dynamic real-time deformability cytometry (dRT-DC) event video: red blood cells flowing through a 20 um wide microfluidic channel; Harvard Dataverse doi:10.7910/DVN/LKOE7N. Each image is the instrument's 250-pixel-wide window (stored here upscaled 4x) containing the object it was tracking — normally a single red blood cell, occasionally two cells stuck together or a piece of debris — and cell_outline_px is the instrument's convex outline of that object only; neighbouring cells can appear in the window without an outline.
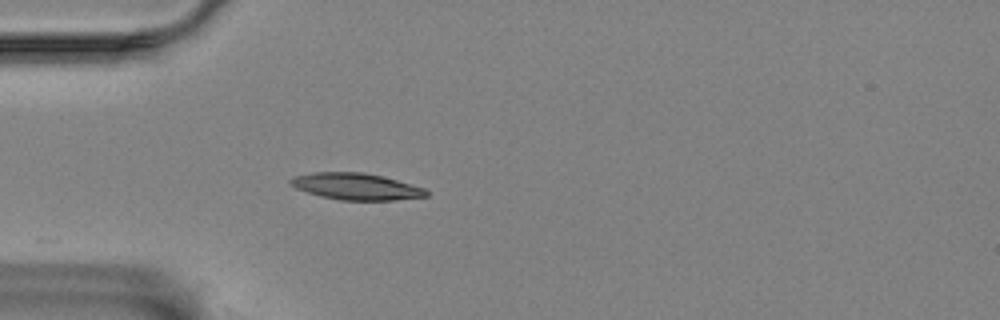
{"species": "Egyptian fruit bat (a non-hibernating species)", "species_latin": "Rousettus aegyptiacus", "temperature_condition": "room temperature", "stored_images_in_passage": 42, "camera_frame_rate_fps": 3000, "um_per_image_px": 0.085, "animal": {"sex": "female"}, "frame": {"image": 1, "passage_image": 1, "time_ms": 0.0, "image_size_px": [1000, 320], "cell_outline_px": [[428, 196], [396, 200], [340, 200], [320, 196], [296, 188], [288, 184], [288, 180], [296, 176], [312, 172], [364, 172], [396, 180], [424, 188], [428, 192]], "centroid_in_image_um": [30.24, 15.85], "position_along_channel_um": 54.8, "area_um2": 20.92}}
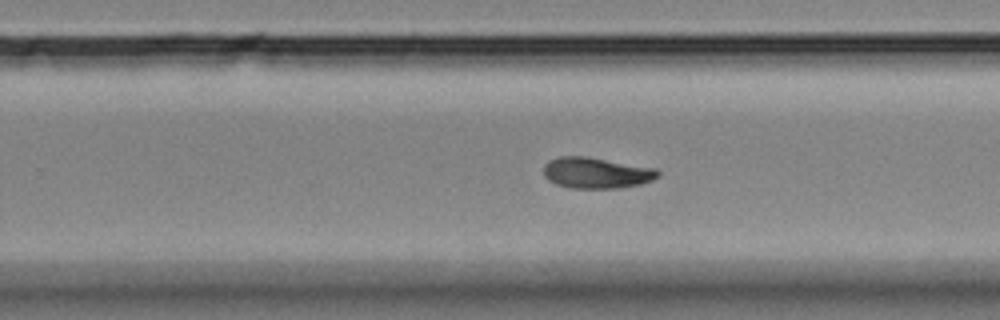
{"frame": {"image": 2, "passage_image": 21, "time_ms": 6.667, "image_size_px": [1000, 320], "cell_outline_px": [[660, 176], [652, 180], [640, 184], [616, 188], [572, 188], [556, 184], [548, 180], [544, 176], [544, 164], [548, 160], [560, 156], [588, 156], [656, 168], [660, 172]], "centroid_in_image_um": [50.69, 14.68], "position_along_channel_um": 279.1, "area_um2": 20.81}}
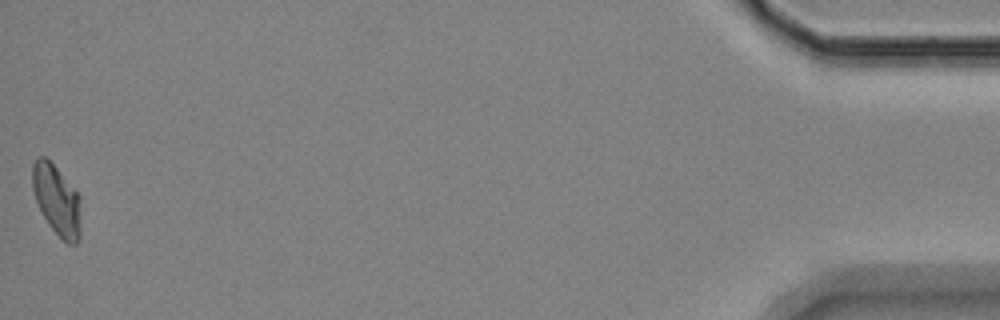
{"frame": {"image": 3, "passage_image": 42, "time_ms": 13.667, "image_size_px": [1000, 320], "cell_outline_px": [[80, 236], [76, 244], [68, 244], [48, 224], [36, 200], [32, 188], [32, 164], [40, 156], [44, 156], [56, 168], [80, 196]], "centroid_in_image_um": [4.83, 17.01], "position_along_channel_um": 430.4, "area_um2": 19.48}, "authors_computed_cell_mechanics": {"area_um2": 20.2878, "velocity_mm_per_s": 3.4725, "shape_relaxation_time_tau1_ms": 2.9471, "shape_relaxation_time_tau2_ms": null, "deformation_change_tau1": 0.1218, "deformation_change_tau2": null}}